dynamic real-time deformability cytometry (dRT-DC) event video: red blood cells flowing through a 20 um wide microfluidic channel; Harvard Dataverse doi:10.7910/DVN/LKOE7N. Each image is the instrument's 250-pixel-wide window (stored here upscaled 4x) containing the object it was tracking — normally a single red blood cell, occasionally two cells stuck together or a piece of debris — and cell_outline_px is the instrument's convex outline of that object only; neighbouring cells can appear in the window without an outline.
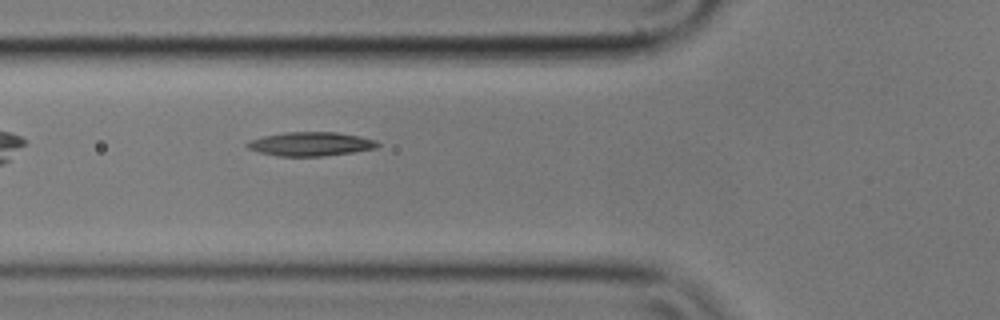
{"species": "common noctule bat (a hibernating species)", "species_latin": "Nyctalus noctula", "temperature_condition": "cold", "stored_images_in_passage": 39, "camera_frame_rate_fps": 3000, "um_per_image_px": 0.085, "animal": {"sex": "male", "body_mass_g": 17.9}, "frame": {"image": 1, "passage_image": 3, "time_ms": 0.667, "image_size_px": [1000, 320], "cell_outline_px": [[380, 144], [376, 148], [352, 152], [324, 156], [276, 156], [256, 152], [248, 148], [244, 144], [248, 140], [264, 136], [284, 132], [336, 132], [360, 136], [376, 140]], "centroid_in_image_um": [26.36, 12.24], "position_along_channel_um": 99.4, "area_um2": 18.32}}
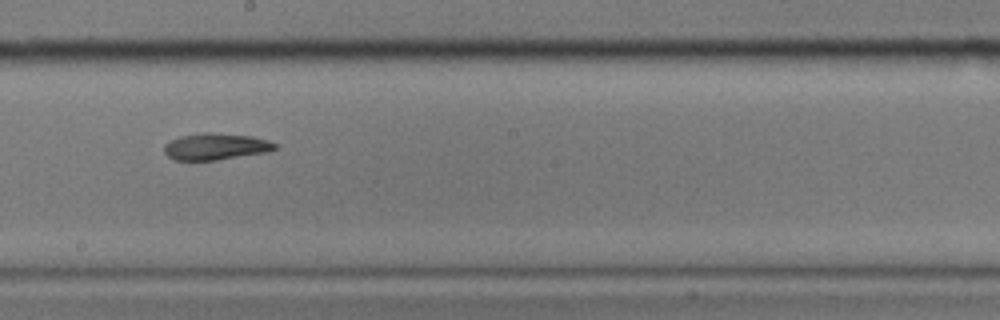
{"frame": {"image": 2, "passage_image": 14, "time_ms": 4.333, "image_size_px": [1000, 320], "cell_outline_px": [[276, 148], [268, 152], [216, 160], [172, 160], [164, 152], [164, 144], [180, 136], [204, 132], [212, 132], [252, 136], [268, 140], [276, 144]], "centroid_in_image_um": [18.32, 12.45], "position_along_channel_um": 229.9, "area_um2": 17.22}}
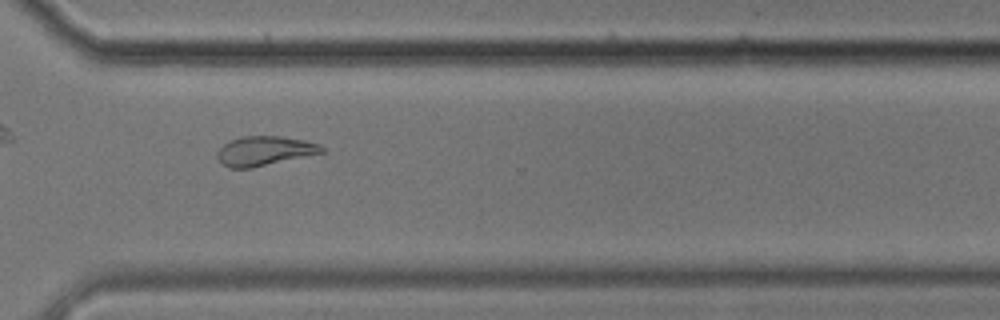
{"frame": {"image": 3, "passage_image": 24, "time_ms": 7.667, "image_size_px": [1000, 320], "cell_outline_px": [[324, 152], [252, 168], [228, 168], [216, 156], [216, 152], [224, 144], [232, 140], [244, 136], [280, 136], [304, 140], [320, 144], [324, 148]], "centroid_in_image_um": [22.49, 12.83], "position_along_channel_um": 348.1, "area_um2": 17.74}}